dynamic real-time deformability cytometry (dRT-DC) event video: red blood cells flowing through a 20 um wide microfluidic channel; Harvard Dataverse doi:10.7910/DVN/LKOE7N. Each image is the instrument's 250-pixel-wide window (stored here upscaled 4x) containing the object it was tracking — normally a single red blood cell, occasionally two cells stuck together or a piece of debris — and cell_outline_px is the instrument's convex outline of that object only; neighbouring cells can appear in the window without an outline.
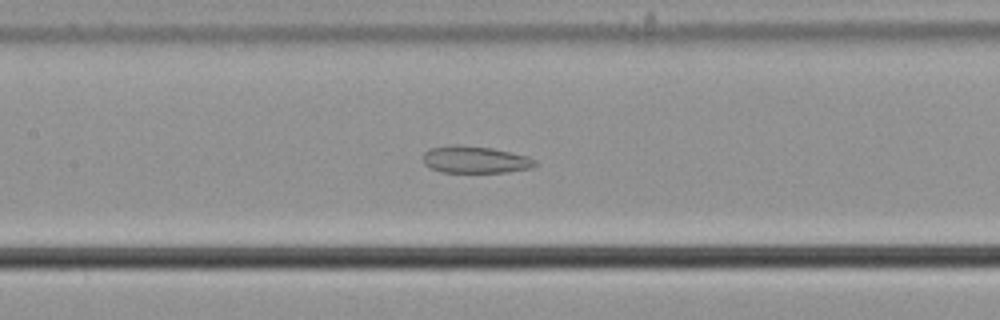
{"species": "common noctule bat (a hibernating species)", "species_latin": "Nyctalus noctula", "temperature_condition": "cold", "stored_images_in_passage": 52, "camera_frame_rate_fps": 3000, "um_per_image_px": 0.085, "animal": {"sex": "male", "body_mass_g": 21.5, "forearm_length_mm": 52.0}, "frame": {"image": 1, "passage_image": 25, "time_ms": 8.0, "image_size_px": [1000, 320], "cell_outline_px": [[536, 164], [532, 168], [508, 172], [440, 172], [424, 164], [424, 152], [428, 148], [456, 144], [492, 148], [528, 156], [536, 160]], "centroid_in_image_um": [40.39, 13.56], "position_along_channel_um": 167.0, "area_um2": 17.69}}
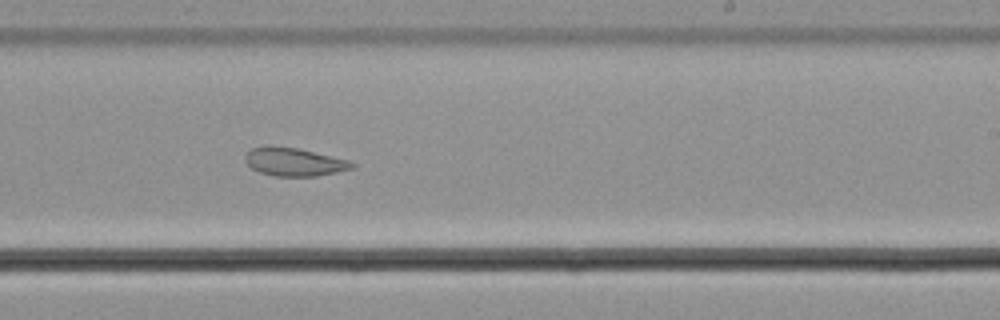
{"frame": {"image": 2, "passage_image": 33, "time_ms": 10.667, "image_size_px": [1000, 320], "cell_outline_px": [[356, 164], [352, 168], [336, 172], [316, 176], [276, 176], [260, 172], [252, 168], [244, 160], [244, 156], [252, 148], [268, 144], [296, 148], [348, 160]], "centroid_in_image_um": [24.95, 13.75], "position_along_channel_um": 264.0, "area_um2": 17.46}}
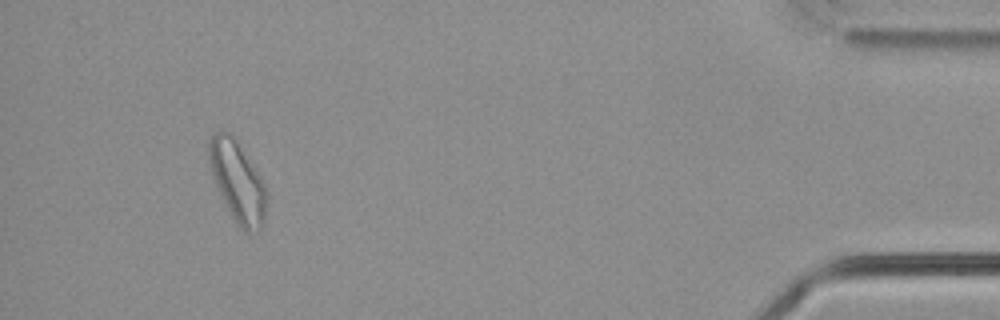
{"frame": {"image": 3, "passage_image": 51, "time_ms": 16.667, "image_size_px": [1000, 320], "cell_outline_px": [[268, 200], [264, 224], [260, 228], [248, 232], [244, 232], [236, 224], [216, 184], [208, 160], [208, 140], [216, 132], [228, 132], [240, 144], [264, 184], [268, 192]], "centroid_in_image_um": [20.22, 15.45], "position_along_channel_um": 415.0, "area_um2": 26.76}}